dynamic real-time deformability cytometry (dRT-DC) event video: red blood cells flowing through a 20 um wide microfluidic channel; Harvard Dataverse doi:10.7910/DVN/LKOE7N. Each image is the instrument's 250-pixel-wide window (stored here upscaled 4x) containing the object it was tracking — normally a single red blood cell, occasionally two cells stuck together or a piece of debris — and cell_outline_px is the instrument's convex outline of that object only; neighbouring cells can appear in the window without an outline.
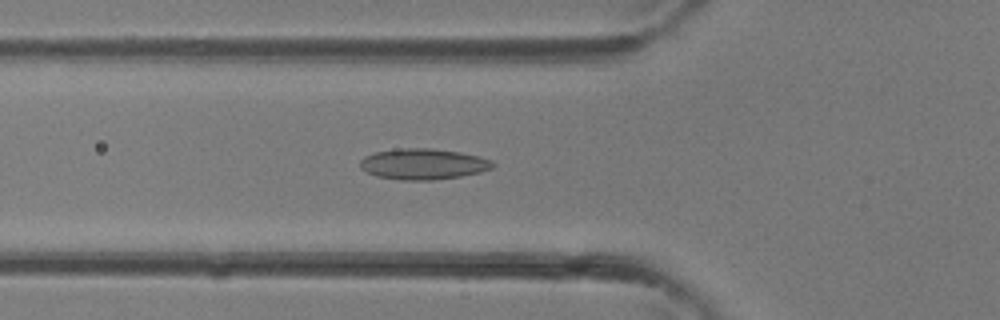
{"species": "common noctule bat (a hibernating species)", "species_latin": "Nyctalus noctula", "temperature_condition": "room temperature", "stored_images_in_passage": 36, "camera_frame_rate_fps": 3000, "um_per_image_px": 0.085, "animal": {"sex": "female"}, "frame": {"image": 1, "passage_image": 12, "time_ms": 3.667, "image_size_px": [1000, 320], "cell_outline_px": [[496, 164], [492, 168], [480, 172], [460, 176], [432, 180], [400, 180], [376, 176], [360, 168], [360, 160], [364, 156], [376, 152], [400, 148], [432, 148], [460, 152], [480, 156], [492, 160]], "centroid_in_image_um": [35.99, 13.94], "position_along_channel_um": 89.8, "area_um2": 23.93}}
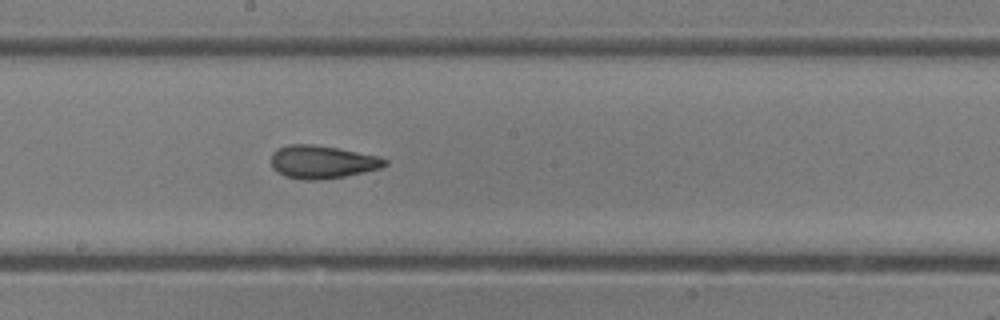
{"frame": {"image": 2, "passage_image": 19, "time_ms": 6.0, "image_size_px": [1000, 320], "cell_outline_px": [[388, 164], [380, 168], [364, 172], [344, 176], [316, 180], [304, 180], [284, 176], [276, 172], [272, 168], [272, 152], [288, 144], [312, 144], [340, 148], [380, 156], [388, 160]], "centroid_in_image_um": [27.4, 13.76], "position_along_channel_um": 220.8, "area_um2": 22.02}}
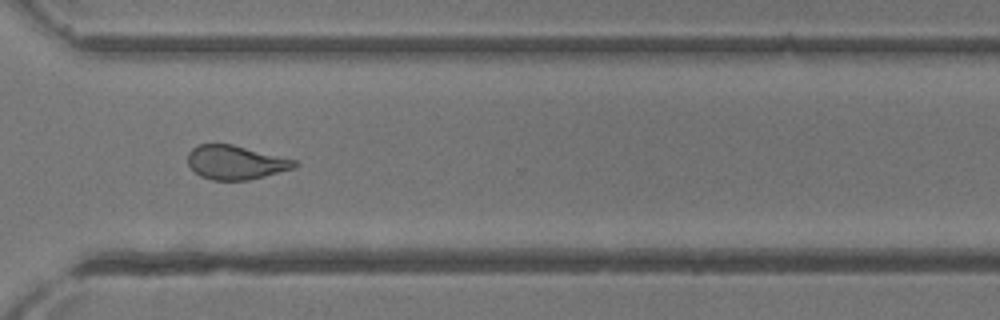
{"frame": {"image": 3, "passage_image": 26, "time_ms": 8.333, "image_size_px": [1000, 320], "cell_outline_px": [[300, 164], [296, 168], [248, 180], [212, 180], [200, 176], [188, 164], [188, 152], [192, 148], [200, 144], [232, 144], [296, 160]], "centroid_in_image_um": [20.05, 13.81], "position_along_channel_um": 350.6, "area_um2": 21.1}}